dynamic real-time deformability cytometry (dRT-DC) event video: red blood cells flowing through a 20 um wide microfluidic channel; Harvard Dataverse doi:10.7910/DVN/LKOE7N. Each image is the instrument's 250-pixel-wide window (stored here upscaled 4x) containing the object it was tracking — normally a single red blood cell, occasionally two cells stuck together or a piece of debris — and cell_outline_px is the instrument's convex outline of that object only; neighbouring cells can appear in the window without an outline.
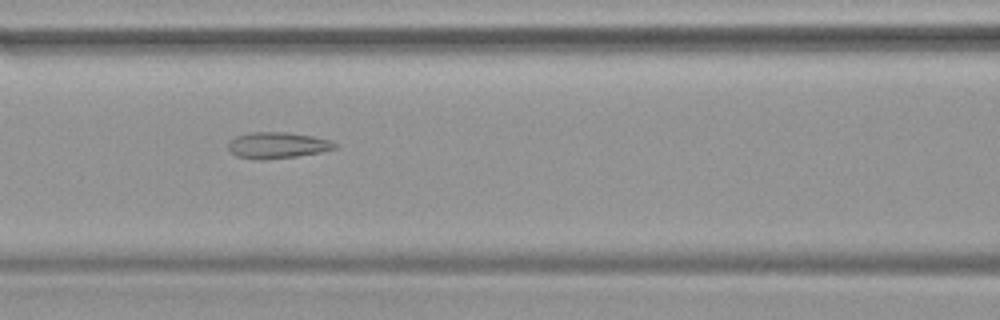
{"species": "common noctule bat (a hibernating species)", "species_latin": "Nyctalus noctula", "temperature_condition": "warm", "stored_images_in_passage": 12, "camera_frame_rate_fps": 3000, "um_per_image_px": 0.085, "animal": {"sex": "female", "body_mass_g": 19.9}, "frame": {"image": 1, "passage_image": 10, "time_ms": 3.0, "image_size_px": [1000, 320], "cell_outline_px": [[336, 148], [320, 152], [296, 156], [264, 160], [260, 160], [236, 156], [228, 148], [228, 140], [236, 136], [252, 132], [288, 132], [312, 136], [332, 140], [336, 144]], "centroid_in_image_um": [23.56, 12.34], "position_along_channel_um": 143.0, "area_um2": 16.3}}